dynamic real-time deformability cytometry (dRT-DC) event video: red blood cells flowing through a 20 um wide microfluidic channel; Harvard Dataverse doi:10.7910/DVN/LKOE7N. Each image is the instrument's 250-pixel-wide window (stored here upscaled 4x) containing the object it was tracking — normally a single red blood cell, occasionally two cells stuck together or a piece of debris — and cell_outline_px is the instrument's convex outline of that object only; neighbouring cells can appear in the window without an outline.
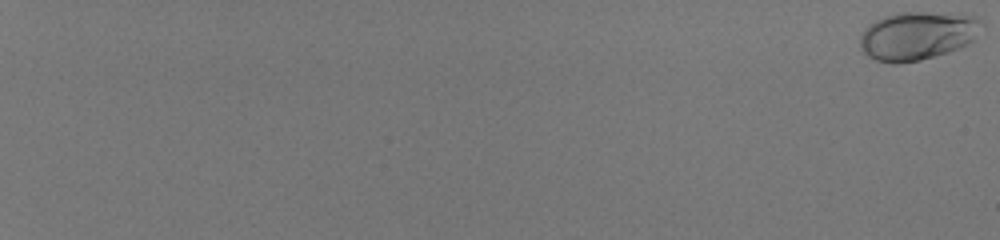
{"species": "human", "species_latin": "Homo sapiens", "temperature_condition": "room temperature", "stored_images_in_passage": 59, "camera_frame_rate_fps": 3000, "um_per_image_px": 0.085, "donor": {"sex": "male"}, "frame": {"image": 1, "passage_image": 1, "time_ms": 0.0, "image_size_px": [1000, 240], "cell_outline_px": [[984, 24], [976, 36], [968, 44], [960, 48], [948, 52], [920, 60], [896, 64], [892, 64], [876, 60], [868, 56], [860, 48], [860, 32], [864, 28], [876, 20], [884, 16], [900, 12], [960, 12], [976, 16], [984, 20]], "centroid_in_image_um": [78.02, 3.01], "position_along_channel_um": 7.0, "area_um2": 35.03}}
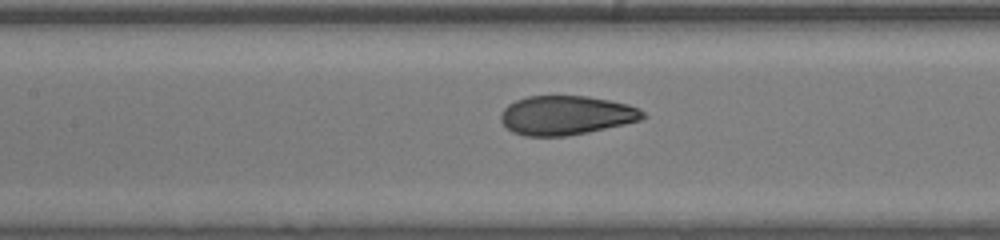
{"frame": {"image": 2, "passage_image": 35, "time_ms": 11.333, "image_size_px": [1000, 240], "cell_outline_px": [[648, 116], [640, 120], [624, 124], [588, 132], [568, 136], [524, 136], [512, 132], [500, 120], [500, 112], [508, 104], [516, 100], [528, 96], [588, 96], [628, 104], [640, 108]], "centroid_in_image_um": [48.12, 9.8], "position_along_channel_um": 159.3, "area_um2": 32.54}}
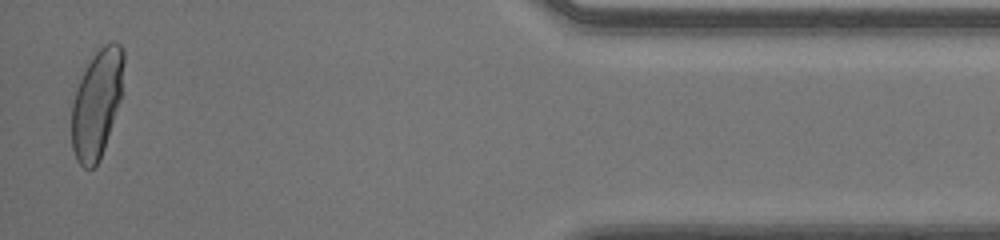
{"frame": {"image": 3, "passage_image": 58, "time_ms": 19.0, "image_size_px": [1000, 240], "cell_outline_px": [[124, 64], [120, 100], [100, 160], [92, 168], [84, 168], [76, 160], [72, 148], [72, 104], [76, 88], [92, 56], [104, 44], [112, 40], [120, 44], [124, 48]], "centroid_in_image_um": [8.23, 8.79], "position_along_channel_um": 427.0, "area_um2": 32.66}, "authors_computed_cell_mechanics": {"area_um2": 32.4836, "velocity_mm_per_s": 4.0913, "shape_relaxation_time_tau1_ms": 4.2865, "shape_relaxation_time_tau2_ms": null, "deformation_change_tau1": 0.1896, "deformation_change_tau2": null}}